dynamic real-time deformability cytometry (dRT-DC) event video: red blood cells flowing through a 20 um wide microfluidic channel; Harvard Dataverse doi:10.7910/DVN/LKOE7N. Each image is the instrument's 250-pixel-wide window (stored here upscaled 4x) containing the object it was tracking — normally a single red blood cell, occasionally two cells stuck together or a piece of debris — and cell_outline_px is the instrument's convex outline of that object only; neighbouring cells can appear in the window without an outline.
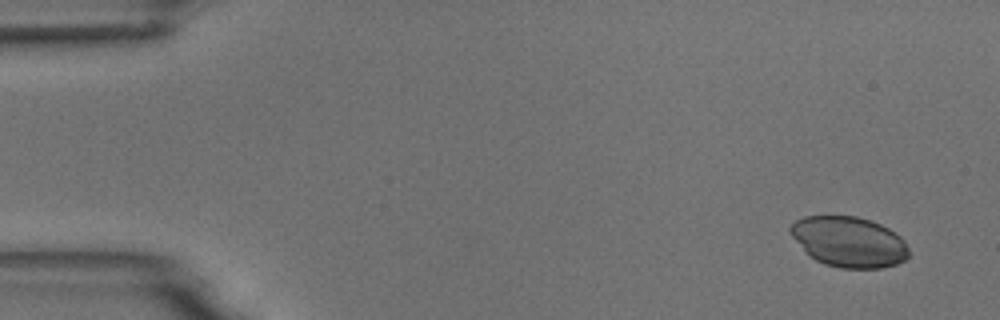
{"species": "common noctule bat (a hibernating species)", "species_latin": "Nyctalus noctula", "temperature_condition": "room temperature", "stored_images_in_passage": 6, "camera_frame_rate_fps": 3000, "um_per_image_px": 0.085, "animal": {"sex": "male", "body_mass_g": 18.8}, "frame": {"image": 1, "passage_image": 2, "time_ms": 1.0, "image_size_px": [1000, 320], "cell_outline_px": [[908, 256], [904, 260], [896, 264], [880, 268], [840, 268], [824, 264], [816, 260], [788, 232], [788, 228], [796, 220], [804, 216], [856, 216], [880, 224], [888, 228], [900, 236], [904, 240], [908, 248]], "centroid_in_image_um": [72.17, 20.55], "position_along_channel_um": 12.8, "area_um2": 34.51}}